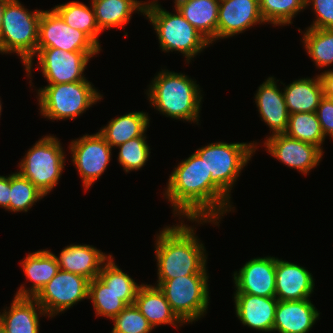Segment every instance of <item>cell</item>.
<instances>
[{
  "instance_id": "1",
  "label": "cell",
  "mask_w": 333,
  "mask_h": 333,
  "mask_svg": "<svg viewBox=\"0 0 333 333\" xmlns=\"http://www.w3.org/2000/svg\"><path fill=\"white\" fill-rule=\"evenodd\" d=\"M167 183L163 196L171 202L173 214L179 215V219L186 218L199 225L205 222L219 225L222 216L234 210L231 199L212 181L196 152L181 160Z\"/></svg>"
},
{
  "instance_id": "2",
  "label": "cell",
  "mask_w": 333,
  "mask_h": 333,
  "mask_svg": "<svg viewBox=\"0 0 333 333\" xmlns=\"http://www.w3.org/2000/svg\"><path fill=\"white\" fill-rule=\"evenodd\" d=\"M179 223L164 227L155 237L157 287L179 276L208 275L206 249L196 228L185 225L183 219Z\"/></svg>"
},
{
  "instance_id": "3",
  "label": "cell",
  "mask_w": 333,
  "mask_h": 333,
  "mask_svg": "<svg viewBox=\"0 0 333 333\" xmlns=\"http://www.w3.org/2000/svg\"><path fill=\"white\" fill-rule=\"evenodd\" d=\"M161 70L146 91L151 106L166 117L198 124L203 99L199 84L183 73Z\"/></svg>"
},
{
  "instance_id": "4",
  "label": "cell",
  "mask_w": 333,
  "mask_h": 333,
  "mask_svg": "<svg viewBox=\"0 0 333 333\" xmlns=\"http://www.w3.org/2000/svg\"><path fill=\"white\" fill-rule=\"evenodd\" d=\"M42 10L29 11L19 0H9L4 7L0 32V53H16L28 78L32 76L37 51L39 20Z\"/></svg>"
},
{
  "instance_id": "5",
  "label": "cell",
  "mask_w": 333,
  "mask_h": 333,
  "mask_svg": "<svg viewBox=\"0 0 333 333\" xmlns=\"http://www.w3.org/2000/svg\"><path fill=\"white\" fill-rule=\"evenodd\" d=\"M93 86L84 80L39 88L37 96L41 115L56 121L79 117L103 97Z\"/></svg>"
},
{
  "instance_id": "6",
  "label": "cell",
  "mask_w": 333,
  "mask_h": 333,
  "mask_svg": "<svg viewBox=\"0 0 333 333\" xmlns=\"http://www.w3.org/2000/svg\"><path fill=\"white\" fill-rule=\"evenodd\" d=\"M175 13L161 6L146 9L144 16L153 25L158 37L160 49L164 52L178 51L188 64L210 45V42L196 30L175 8Z\"/></svg>"
},
{
  "instance_id": "7",
  "label": "cell",
  "mask_w": 333,
  "mask_h": 333,
  "mask_svg": "<svg viewBox=\"0 0 333 333\" xmlns=\"http://www.w3.org/2000/svg\"><path fill=\"white\" fill-rule=\"evenodd\" d=\"M215 142L195 152L204 161L212 181L231 198V190L243 168L255 153L258 143Z\"/></svg>"
},
{
  "instance_id": "8",
  "label": "cell",
  "mask_w": 333,
  "mask_h": 333,
  "mask_svg": "<svg viewBox=\"0 0 333 333\" xmlns=\"http://www.w3.org/2000/svg\"><path fill=\"white\" fill-rule=\"evenodd\" d=\"M53 135L39 139L18 164L19 173L45 196L58 184L65 167V152Z\"/></svg>"
},
{
  "instance_id": "9",
  "label": "cell",
  "mask_w": 333,
  "mask_h": 333,
  "mask_svg": "<svg viewBox=\"0 0 333 333\" xmlns=\"http://www.w3.org/2000/svg\"><path fill=\"white\" fill-rule=\"evenodd\" d=\"M208 278V275L179 276L158 286L184 324H192L207 313L210 300Z\"/></svg>"
},
{
  "instance_id": "10",
  "label": "cell",
  "mask_w": 333,
  "mask_h": 333,
  "mask_svg": "<svg viewBox=\"0 0 333 333\" xmlns=\"http://www.w3.org/2000/svg\"><path fill=\"white\" fill-rule=\"evenodd\" d=\"M89 282L84 276L60 269L34 298L47 316L53 318L79 301L88 299Z\"/></svg>"
},
{
  "instance_id": "11",
  "label": "cell",
  "mask_w": 333,
  "mask_h": 333,
  "mask_svg": "<svg viewBox=\"0 0 333 333\" xmlns=\"http://www.w3.org/2000/svg\"><path fill=\"white\" fill-rule=\"evenodd\" d=\"M37 48L84 53H99L101 50L84 32L68 26L53 8L42 10Z\"/></svg>"
},
{
  "instance_id": "12",
  "label": "cell",
  "mask_w": 333,
  "mask_h": 333,
  "mask_svg": "<svg viewBox=\"0 0 333 333\" xmlns=\"http://www.w3.org/2000/svg\"><path fill=\"white\" fill-rule=\"evenodd\" d=\"M68 148L86 192L107 169L113 149L99 132L72 140Z\"/></svg>"
},
{
  "instance_id": "13",
  "label": "cell",
  "mask_w": 333,
  "mask_h": 333,
  "mask_svg": "<svg viewBox=\"0 0 333 333\" xmlns=\"http://www.w3.org/2000/svg\"><path fill=\"white\" fill-rule=\"evenodd\" d=\"M98 53L69 52L59 48H37L34 57L48 84L87 80L84 71L90 58Z\"/></svg>"
},
{
  "instance_id": "14",
  "label": "cell",
  "mask_w": 333,
  "mask_h": 333,
  "mask_svg": "<svg viewBox=\"0 0 333 333\" xmlns=\"http://www.w3.org/2000/svg\"><path fill=\"white\" fill-rule=\"evenodd\" d=\"M264 146L272 157L302 174L316 168L324 153L318 146L290 138L285 133L267 136Z\"/></svg>"
},
{
  "instance_id": "15",
  "label": "cell",
  "mask_w": 333,
  "mask_h": 333,
  "mask_svg": "<svg viewBox=\"0 0 333 333\" xmlns=\"http://www.w3.org/2000/svg\"><path fill=\"white\" fill-rule=\"evenodd\" d=\"M276 258L256 257L233 272L235 293L275 297Z\"/></svg>"
},
{
  "instance_id": "16",
  "label": "cell",
  "mask_w": 333,
  "mask_h": 333,
  "mask_svg": "<svg viewBox=\"0 0 333 333\" xmlns=\"http://www.w3.org/2000/svg\"><path fill=\"white\" fill-rule=\"evenodd\" d=\"M263 23L259 0L219 1L217 40L233 37Z\"/></svg>"
},
{
  "instance_id": "17",
  "label": "cell",
  "mask_w": 333,
  "mask_h": 333,
  "mask_svg": "<svg viewBox=\"0 0 333 333\" xmlns=\"http://www.w3.org/2000/svg\"><path fill=\"white\" fill-rule=\"evenodd\" d=\"M314 279L305 267L276 257L275 297L279 301L309 299Z\"/></svg>"
},
{
  "instance_id": "18",
  "label": "cell",
  "mask_w": 333,
  "mask_h": 333,
  "mask_svg": "<svg viewBox=\"0 0 333 333\" xmlns=\"http://www.w3.org/2000/svg\"><path fill=\"white\" fill-rule=\"evenodd\" d=\"M278 81L272 76L268 77L258 87L254 97L261 120L269 126L271 135L286 132L290 115L283 91L277 86Z\"/></svg>"
},
{
  "instance_id": "19",
  "label": "cell",
  "mask_w": 333,
  "mask_h": 333,
  "mask_svg": "<svg viewBox=\"0 0 333 333\" xmlns=\"http://www.w3.org/2000/svg\"><path fill=\"white\" fill-rule=\"evenodd\" d=\"M236 317L244 326L262 331L273 332L276 297H262L247 293H234Z\"/></svg>"
},
{
  "instance_id": "20",
  "label": "cell",
  "mask_w": 333,
  "mask_h": 333,
  "mask_svg": "<svg viewBox=\"0 0 333 333\" xmlns=\"http://www.w3.org/2000/svg\"><path fill=\"white\" fill-rule=\"evenodd\" d=\"M320 312L310 298L304 300L279 301L275 310L273 332L309 333Z\"/></svg>"
},
{
  "instance_id": "21",
  "label": "cell",
  "mask_w": 333,
  "mask_h": 333,
  "mask_svg": "<svg viewBox=\"0 0 333 333\" xmlns=\"http://www.w3.org/2000/svg\"><path fill=\"white\" fill-rule=\"evenodd\" d=\"M111 256L92 245L70 244L55 258L61 270L84 276L91 281L98 277L102 265Z\"/></svg>"
},
{
  "instance_id": "22",
  "label": "cell",
  "mask_w": 333,
  "mask_h": 333,
  "mask_svg": "<svg viewBox=\"0 0 333 333\" xmlns=\"http://www.w3.org/2000/svg\"><path fill=\"white\" fill-rule=\"evenodd\" d=\"M9 309L0 312L6 333H39V316H47L34 297L14 296Z\"/></svg>"
},
{
  "instance_id": "23",
  "label": "cell",
  "mask_w": 333,
  "mask_h": 333,
  "mask_svg": "<svg viewBox=\"0 0 333 333\" xmlns=\"http://www.w3.org/2000/svg\"><path fill=\"white\" fill-rule=\"evenodd\" d=\"M20 264L32 285L27 289L21 285L15 294L18 297H35L60 270L55 254L46 249L28 253Z\"/></svg>"
},
{
  "instance_id": "24",
  "label": "cell",
  "mask_w": 333,
  "mask_h": 333,
  "mask_svg": "<svg viewBox=\"0 0 333 333\" xmlns=\"http://www.w3.org/2000/svg\"><path fill=\"white\" fill-rule=\"evenodd\" d=\"M134 304L153 328L163 324H171L175 328L184 325L173 312L164 293L155 285L141 284Z\"/></svg>"
},
{
  "instance_id": "25",
  "label": "cell",
  "mask_w": 333,
  "mask_h": 333,
  "mask_svg": "<svg viewBox=\"0 0 333 333\" xmlns=\"http://www.w3.org/2000/svg\"><path fill=\"white\" fill-rule=\"evenodd\" d=\"M220 0H180L177 8L183 17L209 42L217 40V24Z\"/></svg>"
},
{
  "instance_id": "26",
  "label": "cell",
  "mask_w": 333,
  "mask_h": 333,
  "mask_svg": "<svg viewBox=\"0 0 333 333\" xmlns=\"http://www.w3.org/2000/svg\"><path fill=\"white\" fill-rule=\"evenodd\" d=\"M283 94L289 114L316 112L324 97L320 76L296 79L283 88Z\"/></svg>"
},
{
  "instance_id": "27",
  "label": "cell",
  "mask_w": 333,
  "mask_h": 333,
  "mask_svg": "<svg viewBox=\"0 0 333 333\" xmlns=\"http://www.w3.org/2000/svg\"><path fill=\"white\" fill-rule=\"evenodd\" d=\"M97 24L101 31L110 28H124L136 11L144 15V7L139 0H92L91 3Z\"/></svg>"
},
{
  "instance_id": "28",
  "label": "cell",
  "mask_w": 333,
  "mask_h": 333,
  "mask_svg": "<svg viewBox=\"0 0 333 333\" xmlns=\"http://www.w3.org/2000/svg\"><path fill=\"white\" fill-rule=\"evenodd\" d=\"M148 113L133 111L111 119L106 126L99 130L105 141L114 148L130 139L142 136L149 127Z\"/></svg>"
},
{
  "instance_id": "29",
  "label": "cell",
  "mask_w": 333,
  "mask_h": 333,
  "mask_svg": "<svg viewBox=\"0 0 333 333\" xmlns=\"http://www.w3.org/2000/svg\"><path fill=\"white\" fill-rule=\"evenodd\" d=\"M136 295H119L110 289L99 277L89 282L88 299L92 301L96 317L113 319L126 306L135 302Z\"/></svg>"
},
{
  "instance_id": "30",
  "label": "cell",
  "mask_w": 333,
  "mask_h": 333,
  "mask_svg": "<svg viewBox=\"0 0 333 333\" xmlns=\"http://www.w3.org/2000/svg\"><path fill=\"white\" fill-rule=\"evenodd\" d=\"M53 9L68 26L84 32L101 49L98 37L102 31L97 24L92 4L89 7L82 2L71 1L56 5Z\"/></svg>"
},
{
  "instance_id": "31",
  "label": "cell",
  "mask_w": 333,
  "mask_h": 333,
  "mask_svg": "<svg viewBox=\"0 0 333 333\" xmlns=\"http://www.w3.org/2000/svg\"><path fill=\"white\" fill-rule=\"evenodd\" d=\"M302 43L315 66L325 68L333 64V29L307 28Z\"/></svg>"
},
{
  "instance_id": "32",
  "label": "cell",
  "mask_w": 333,
  "mask_h": 333,
  "mask_svg": "<svg viewBox=\"0 0 333 333\" xmlns=\"http://www.w3.org/2000/svg\"><path fill=\"white\" fill-rule=\"evenodd\" d=\"M285 134L290 138L316 145L323 151L325 136L315 112L290 114Z\"/></svg>"
},
{
  "instance_id": "33",
  "label": "cell",
  "mask_w": 333,
  "mask_h": 333,
  "mask_svg": "<svg viewBox=\"0 0 333 333\" xmlns=\"http://www.w3.org/2000/svg\"><path fill=\"white\" fill-rule=\"evenodd\" d=\"M259 6L265 24L284 26L306 8V0H259Z\"/></svg>"
},
{
  "instance_id": "34",
  "label": "cell",
  "mask_w": 333,
  "mask_h": 333,
  "mask_svg": "<svg viewBox=\"0 0 333 333\" xmlns=\"http://www.w3.org/2000/svg\"><path fill=\"white\" fill-rule=\"evenodd\" d=\"M46 197L18 171L11 174L10 212H28L34 203Z\"/></svg>"
},
{
  "instance_id": "35",
  "label": "cell",
  "mask_w": 333,
  "mask_h": 333,
  "mask_svg": "<svg viewBox=\"0 0 333 333\" xmlns=\"http://www.w3.org/2000/svg\"><path fill=\"white\" fill-rule=\"evenodd\" d=\"M145 135L144 133L117 146L119 148L117 160L126 173L141 169L148 161L151 152Z\"/></svg>"
},
{
  "instance_id": "36",
  "label": "cell",
  "mask_w": 333,
  "mask_h": 333,
  "mask_svg": "<svg viewBox=\"0 0 333 333\" xmlns=\"http://www.w3.org/2000/svg\"><path fill=\"white\" fill-rule=\"evenodd\" d=\"M98 277L119 295H136L141 286L115 264L112 256L102 265Z\"/></svg>"
},
{
  "instance_id": "37",
  "label": "cell",
  "mask_w": 333,
  "mask_h": 333,
  "mask_svg": "<svg viewBox=\"0 0 333 333\" xmlns=\"http://www.w3.org/2000/svg\"><path fill=\"white\" fill-rule=\"evenodd\" d=\"M112 321L111 333H149L154 329L135 304L126 306Z\"/></svg>"
},
{
  "instance_id": "38",
  "label": "cell",
  "mask_w": 333,
  "mask_h": 333,
  "mask_svg": "<svg viewBox=\"0 0 333 333\" xmlns=\"http://www.w3.org/2000/svg\"><path fill=\"white\" fill-rule=\"evenodd\" d=\"M309 4L316 19L307 28L333 29V0H306V8Z\"/></svg>"
},
{
  "instance_id": "39",
  "label": "cell",
  "mask_w": 333,
  "mask_h": 333,
  "mask_svg": "<svg viewBox=\"0 0 333 333\" xmlns=\"http://www.w3.org/2000/svg\"><path fill=\"white\" fill-rule=\"evenodd\" d=\"M315 113L325 138L329 135L333 139V100L324 96Z\"/></svg>"
},
{
  "instance_id": "40",
  "label": "cell",
  "mask_w": 333,
  "mask_h": 333,
  "mask_svg": "<svg viewBox=\"0 0 333 333\" xmlns=\"http://www.w3.org/2000/svg\"><path fill=\"white\" fill-rule=\"evenodd\" d=\"M11 174L0 175V207L10 211Z\"/></svg>"
},
{
  "instance_id": "41",
  "label": "cell",
  "mask_w": 333,
  "mask_h": 333,
  "mask_svg": "<svg viewBox=\"0 0 333 333\" xmlns=\"http://www.w3.org/2000/svg\"><path fill=\"white\" fill-rule=\"evenodd\" d=\"M324 96L333 100V69L323 71L320 75Z\"/></svg>"
},
{
  "instance_id": "42",
  "label": "cell",
  "mask_w": 333,
  "mask_h": 333,
  "mask_svg": "<svg viewBox=\"0 0 333 333\" xmlns=\"http://www.w3.org/2000/svg\"><path fill=\"white\" fill-rule=\"evenodd\" d=\"M180 0H174V5H176ZM142 4H143V7H144V11L146 9H151V8H156V7H159L161 6L160 4H158L157 0H153L151 2H143L142 1Z\"/></svg>"
},
{
  "instance_id": "43",
  "label": "cell",
  "mask_w": 333,
  "mask_h": 333,
  "mask_svg": "<svg viewBox=\"0 0 333 333\" xmlns=\"http://www.w3.org/2000/svg\"><path fill=\"white\" fill-rule=\"evenodd\" d=\"M8 1L9 0H0V32H1V26H2V17H3L4 7Z\"/></svg>"
},
{
  "instance_id": "44",
  "label": "cell",
  "mask_w": 333,
  "mask_h": 333,
  "mask_svg": "<svg viewBox=\"0 0 333 333\" xmlns=\"http://www.w3.org/2000/svg\"><path fill=\"white\" fill-rule=\"evenodd\" d=\"M0 333H6V330L1 323H0Z\"/></svg>"
},
{
  "instance_id": "45",
  "label": "cell",
  "mask_w": 333,
  "mask_h": 333,
  "mask_svg": "<svg viewBox=\"0 0 333 333\" xmlns=\"http://www.w3.org/2000/svg\"><path fill=\"white\" fill-rule=\"evenodd\" d=\"M1 112H2V104H1V100H0V117H1Z\"/></svg>"
}]
</instances>
